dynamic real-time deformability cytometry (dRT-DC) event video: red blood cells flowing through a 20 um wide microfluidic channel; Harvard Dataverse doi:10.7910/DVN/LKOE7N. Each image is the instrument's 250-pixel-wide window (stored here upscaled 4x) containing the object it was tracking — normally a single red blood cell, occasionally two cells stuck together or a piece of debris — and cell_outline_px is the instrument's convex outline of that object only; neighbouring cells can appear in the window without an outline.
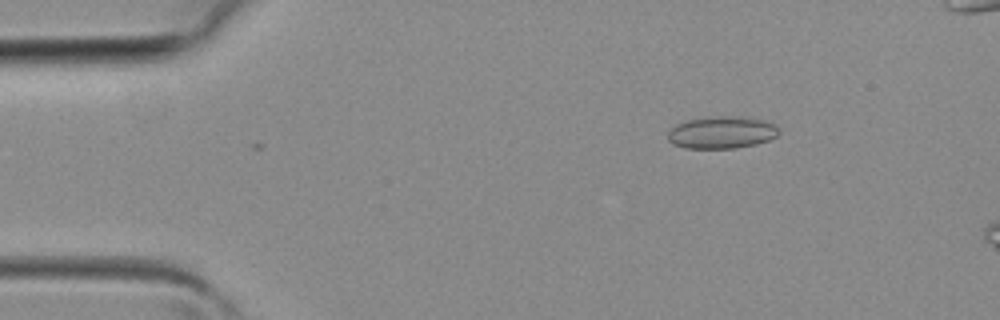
{"species": "common noctule bat (a hibernating species)", "species_latin": "Nyctalus noctula", "temperature_condition": "room temperature", "stored_images_in_passage": 2, "camera_frame_rate_fps": 3000, "um_per_image_px": 0.085, "animal": {"sex": "female", "body_mass_g": 19.3, "forearm_length_mm": 54.1}, "frame": {"image": 1, "passage_image": 2, "time_ms": 0.333, "image_size_px": [1000, 320], "cell_outline_px": [[780, 132], [776, 136], [768, 140], [756, 144], [736, 148], [684, 148], [672, 144], [668, 140], [668, 132], [676, 124], [688, 120], [712, 116], [744, 116], [764, 120], [776, 124], [780, 128]], "centroid_in_image_um": [61.38, 11.25], "position_along_channel_um": 23.6, "area_um2": 21.1}}